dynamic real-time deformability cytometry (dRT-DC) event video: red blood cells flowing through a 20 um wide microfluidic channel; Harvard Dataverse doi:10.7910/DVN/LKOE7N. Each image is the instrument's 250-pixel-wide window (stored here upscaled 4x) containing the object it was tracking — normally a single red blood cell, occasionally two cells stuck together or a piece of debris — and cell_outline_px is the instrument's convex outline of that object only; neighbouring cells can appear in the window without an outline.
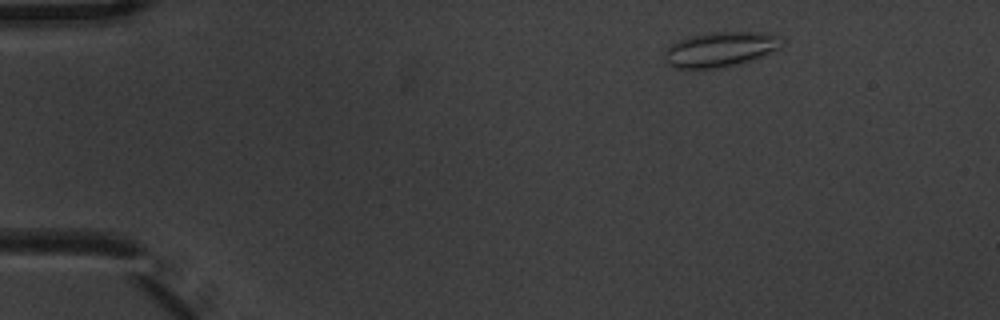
{"species": "common noctule bat (a hibernating species)", "species_latin": "Nyctalus noctula", "temperature_condition": "warm", "stored_images_in_passage": 6, "camera_frame_rate_fps": 3000, "um_per_image_px": 0.085, "animal": {"sex": "male", "body_mass_g": 20.1, "forearm_length_mm": 53.5}, "frame": {"image": 1, "passage_image": 2, "time_ms": 0.333, "image_size_px": [1000, 320], "cell_outline_px": [[784, 44], [780, 48], [764, 56], [740, 64], [716, 68], [672, 68], [664, 60], [664, 52], [672, 44], [688, 36], [712, 32], [764, 32], [780, 36], [784, 40]], "centroid_in_image_um": [61.27, 4.19], "position_along_channel_um": 23.7, "area_um2": 24.16}}
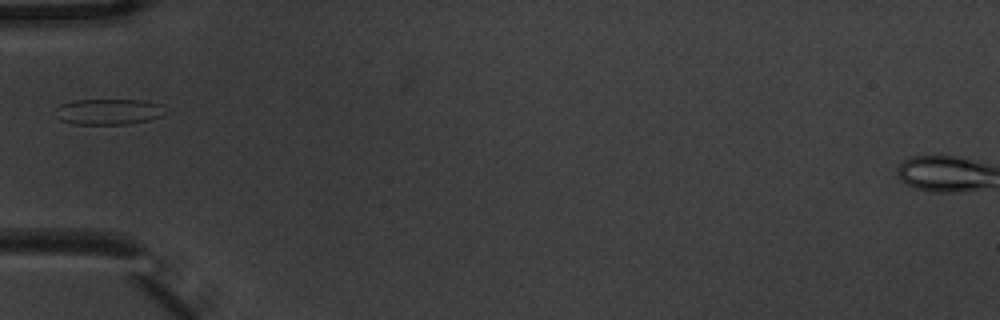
{"frame": {"image": 2, "passage_image": 5, "time_ms": 1.333, "image_size_px": [1000, 320], "cell_outline_px": [[164, 116], [148, 120], [128, 124], [72, 124], [60, 120], [56, 108], [60, 104], [76, 100], [148, 100], [160, 104]], "centroid_in_image_um": [9.24, 9.49], "position_along_channel_um": 75.8, "area_um2": 16.42}}
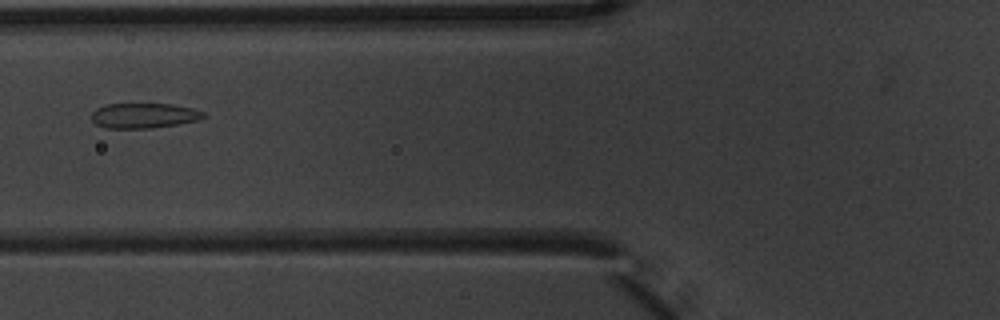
{"frame": {"image": 3, "passage_image": 6, "time_ms": 1.667, "image_size_px": [1000, 320], "cell_outline_px": [[208, 116], [200, 120], [180, 124], [152, 128], [104, 128], [96, 124], [92, 120], [92, 112], [96, 108], [108, 104], [172, 104], [192, 108], [204, 112]], "centroid_in_image_um": [12.27, 9.83], "position_along_channel_um": 113.5, "area_um2": 16.53}}